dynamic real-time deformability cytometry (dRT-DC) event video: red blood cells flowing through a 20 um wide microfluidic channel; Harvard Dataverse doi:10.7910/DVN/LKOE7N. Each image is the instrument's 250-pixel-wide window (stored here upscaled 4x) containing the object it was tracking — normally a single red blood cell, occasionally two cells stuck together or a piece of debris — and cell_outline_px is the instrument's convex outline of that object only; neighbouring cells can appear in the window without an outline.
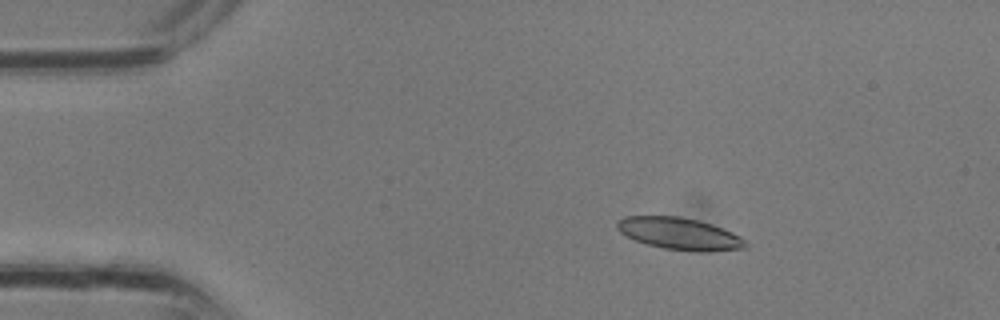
{"species": "common noctule bat (a hibernating species)", "species_latin": "Nyctalus noctula", "temperature_condition": "room temperature", "stored_images_in_passage": 32, "camera_frame_rate_fps": 3000, "um_per_image_px": 0.085, "animal": {"sex": "male", "body_mass_g": 13.3}, "frame": {"image": 1, "passage_image": 5, "time_ms": 1.333, "image_size_px": [1000, 320], "cell_outline_px": [[748, 244], [744, 248], [708, 252], [700, 252], [664, 248], [648, 244], [636, 240], [620, 232], [616, 228], [616, 220], [624, 216], [680, 216], [700, 220], [724, 228], [740, 236]], "centroid_in_image_um": [57.76, 19.85], "position_along_channel_um": 27.2, "area_um2": 24.04}}
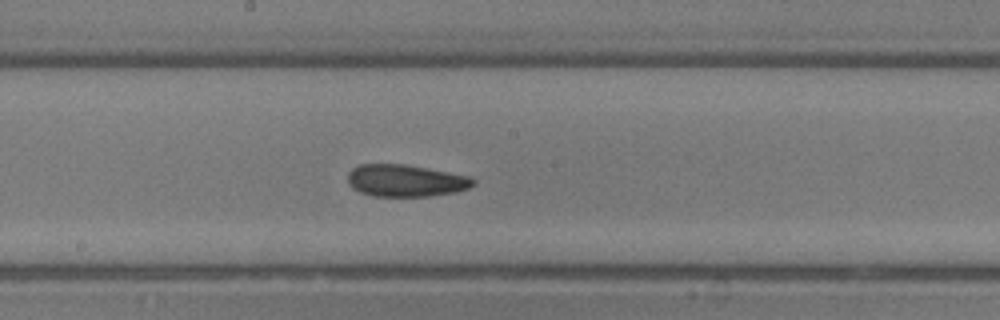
{"frame": {"image": 2, "passage_image": 17, "time_ms": 5.333, "image_size_px": [1000, 320], "cell_outline_px": [[476, 184], [468, 188], [456, 192], [432, 196], [372, 196], [360, 192], [352, 188], [348, 184], [348, 172], [352, 168], [360, 164], [404, 164], [472, 176], [476, 180]], "centroid_in_image_um": [34.5, 15.35], "position_along_channel_um": 213.7, "area_um2": 23.7}}
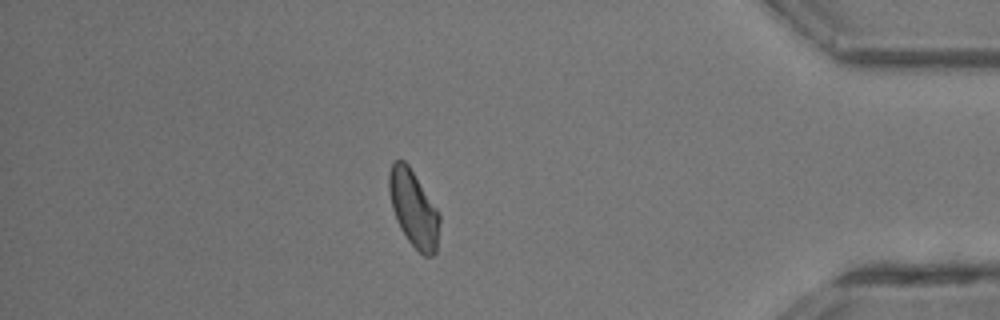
{"frame": {"image": 3, "passage_image": 28, "time_ms": 9.0, "image_size_px": [1000, 320], "cell_outline_px": [[440, 220], [436, 252], [432, 256], [424, 256], [408, 240], [400, 228], [396, 220], [392, 208], [388, 192], [388, 172], [392, 160], [404, 160], [408, 164], [440, 212]], "centroid_in_image_um": [35.14, 17.7], "position_along_channel_um": 400.1, "area_um2": 22.77}}